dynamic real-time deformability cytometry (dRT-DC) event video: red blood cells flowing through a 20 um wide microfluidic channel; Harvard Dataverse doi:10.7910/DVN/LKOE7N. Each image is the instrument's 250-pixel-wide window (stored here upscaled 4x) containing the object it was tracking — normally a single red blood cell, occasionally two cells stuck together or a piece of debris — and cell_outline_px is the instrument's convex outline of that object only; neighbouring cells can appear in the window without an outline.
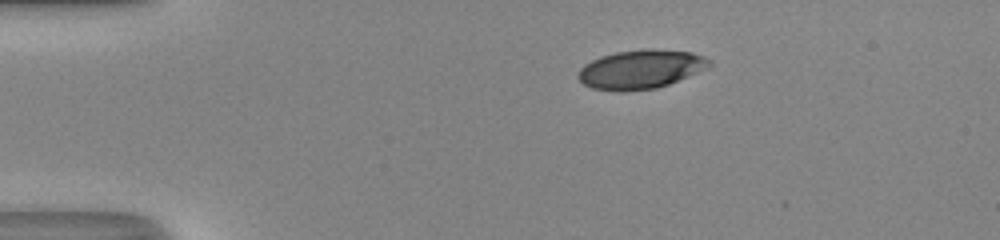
{"species": "human", "species_latin": "Homo sapiens", "temperature_condition": "room temperature", "stored_images_in_passage": 41, "camera_frame_rate_fps": 3000, "um_per_image_px": 0.085, "donor": {"sex": "male"}, "frame": {"image": 1, "passage_image": 1, "time_ms": 0.0, "image_size_px": [1000, 240], "cell_outline_px": [[712, 64], [708, 68], [668, 84], [656, 88], [620, 92], [592, 88], [584, 84], [576, 76], [580, 68], [584, 64], [600, 56], [616, 52], [692, 52], [704, 56], [712, 60]], "centroid_in_image_um": [54.42, 5.94], "position_along_channel_um": 30.6, "area_um2": 28.78}}
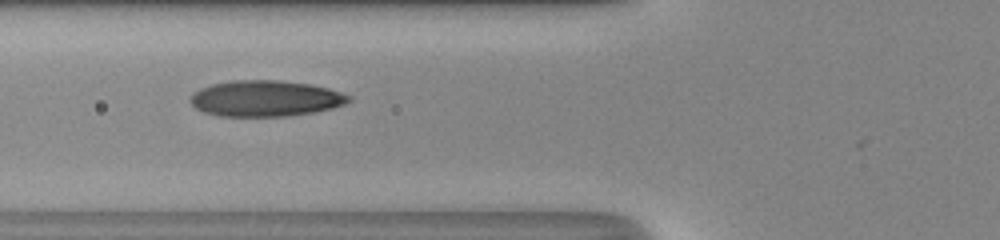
{"frame": {"image": 2, "passage_image": 11, "time_ms": 3.333, "image_size_px": [1000, 240], "cell_outline_px": [[352, 100], [344, 104], [332, 108], [312, 112], [288, 116], [220, 116], [204, 112], [196, 108], [188, 100], [192, 92], [200, 88], [212, 84], [232, 80], [280, 80], [308, 84], [328, 88], [352, 96]], "centroid_in_image_um": [22.54, 8.36], "position_along_channel_um": 103.3, "area_um2": 33.29}}
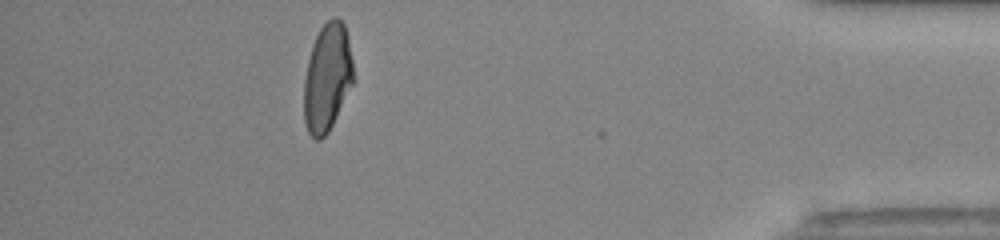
{"frame": {"image": 3, "passage_image": 36, "time_ms": 11.667, "image_size_px": [1000, 240], "cell_outline_px": [[352, 84], [328, 132], [320, 140], [316, 140], [308, 132], [304, 120], [304, 80], [308, 60], [312, 44], [320, 28], [332, 16], [336, 16], [344, 24], [348, 36], [352, 60]], "centroid_in_image_um": [27.8, 6.57], "position_along_channel_um": 407.4, "area_um2": 30.75}, "authors_computed_cell_mechanics": {"area_um2": 31.9056, "velocity_mm_per_s": 4.2361, "shape_relaxation_time_tau1_ms": 7.3402, "shape_relaxation_time_tau2_ms": 1.0315, "deformation_change_tau1": 0.2459, "deformation_change_tau2": 0.0752}}